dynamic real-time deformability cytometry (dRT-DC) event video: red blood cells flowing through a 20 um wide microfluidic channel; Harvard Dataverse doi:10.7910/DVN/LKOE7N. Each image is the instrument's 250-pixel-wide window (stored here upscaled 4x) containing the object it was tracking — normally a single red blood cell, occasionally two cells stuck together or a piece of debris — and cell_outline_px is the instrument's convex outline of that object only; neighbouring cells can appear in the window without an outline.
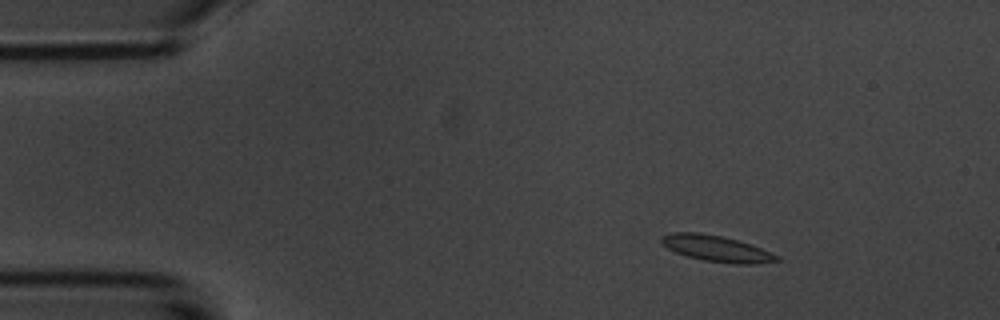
{"species": "common noctule bat (a hibernating species)", "species_latin": "Nyctalus noctula", "temperature_condition": "room temperature", "stored_images_in_passage": 6, "camera_frame_rate_fps": 3000, "um_per_image_px": 0.085, "animal": {"sex": "male", "body_mass_g": 20.1, "forearm_length_mm": 53.5}, "frame": {"image": 1, "passage_image": 3, "time_ms": 2.333, "image_size_px": [1000, 320], "cell_outline_px": [[784, 260], [752, 264], [736, 264], [704, 260], [688, 256], [676, 252], [668, 248], [660, 240], [660, 236], [672, 232], [700, 232], [720, 236], [736, 240], [760, 248], [780, 256]], "centroid_in_image_um": [60.91, 21.13], "position_along_channel_um": 24.1, "area_um2": 17.34}}
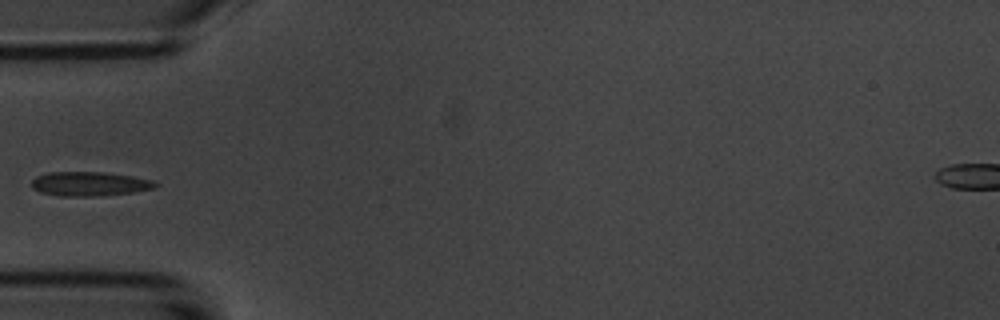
{"frame": {"image": 2, "passage_image": 5, "time_ms": 5.667, "image_size_px": [1000, 320], "cell_outline_px": [[160, 184], [156, 188], [132, 192], [96, 196], [60, 196], [40, 192], [32, 188], [32, 180], [36, 176], [48, 172], [104, 172], [132, 176], [152, 180]], "centroid_in_image_um": [7.61, 15.62], "position_along_channel_um": 77.4, "area_um2": 17.51}}